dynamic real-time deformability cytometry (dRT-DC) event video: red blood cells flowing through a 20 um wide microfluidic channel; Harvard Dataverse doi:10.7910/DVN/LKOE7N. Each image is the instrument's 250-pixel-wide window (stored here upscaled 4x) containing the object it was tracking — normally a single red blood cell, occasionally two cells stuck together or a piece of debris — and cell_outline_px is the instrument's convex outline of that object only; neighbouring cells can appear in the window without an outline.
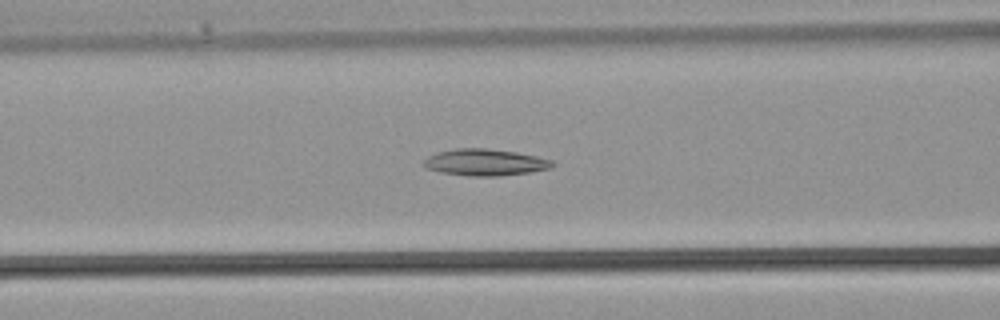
{"species": "common noctule bat (a hibernating species)", "species_latin": "Nyctalus noctula", "temperature_condition": "warm", "stored_images_in_passage": 36, "segment_of_instrument_passage": [1, 2], "camera_frame_rate_fps": 3000, "um_per_image_px": 0.085, "animal": {"sex": "male", "body_mass_g": 21.5, "forearm_length_mm": 52.0}, "frame": {"image": 1, "passage_image": 14, "time_ms": 4.333, "image_size_px": [1000, 320], "cell_outline_px": [[556, 164], [552, 168], [532, 172], [500, 176], [468, 176], [440, 172], [428, 168], [424, 164], [424, 160], [428, 156], [436, 152], [456, 148], [488, 148], [516, 152], [536, 156], [552, 160]], "centroid_in_image_um": [41.27, 13.8], "position_along_channel_um": 125.3, "area_um2": 20.11}}
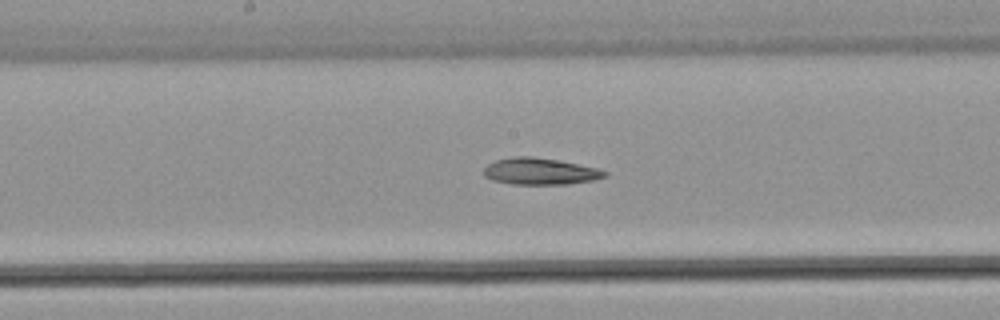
{"frame": {"image": 2, "passage_image": 18, "time_ms": 5.667, "image_size_px": [1000, 320], "cell_outline_px": [[608, 176], [592, 180], [568, 184], [512, 184], [492, 180], [484, 176], [484, 168], [488, 164], [496, 160], [516, 156], [532, 156], [560, 160], [596, 168], [608, 172]], "centroid_in_image_um": [45.91, 14.56], "position_along_channel_um": 202.3, "area_um2": 18.79}}
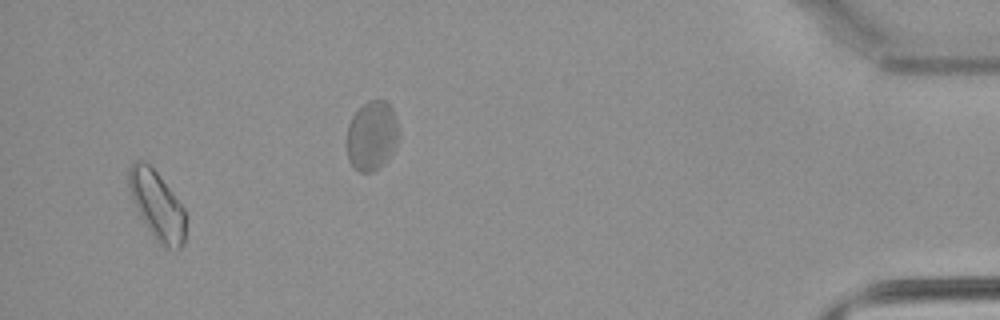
{"frame": {"image": 3, "passage_image": 34, "time_ms": 11.0, "image_size_px": [1000, 320], "cell_outline_px": [[184, 244], [180, 248], [164, 248], [156, 240], [140, 216], [132, 200], [128, 188], [128, 168], [136, 160], [144, 160], [156, 172], [172, 192], [184, 208]], "centroid_in_image_um": [13.31, 17.44], "position_along_channel_um": 421.9, "area_um2": 22.37}}